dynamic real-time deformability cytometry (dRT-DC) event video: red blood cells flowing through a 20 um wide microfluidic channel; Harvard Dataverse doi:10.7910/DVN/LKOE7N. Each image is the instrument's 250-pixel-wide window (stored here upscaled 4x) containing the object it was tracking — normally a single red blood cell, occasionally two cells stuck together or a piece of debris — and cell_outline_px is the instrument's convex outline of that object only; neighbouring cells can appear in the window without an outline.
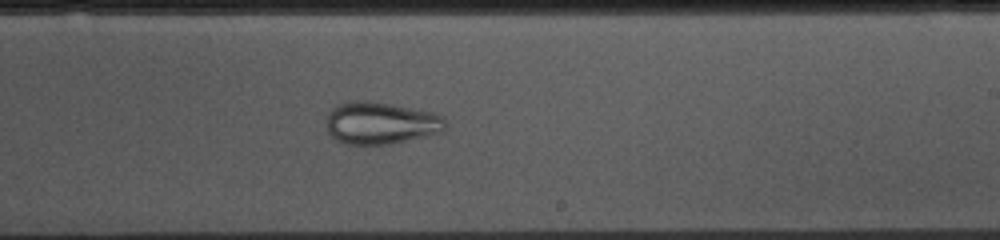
{"species": "common noctule bat (a hibernating species)", "species_latin": "Nyctalus noctula", "temperature_condition": "cold", "stored_images_in_passage": 54, "camera_frame_rate_fps": 3000, "um_per_image_px": 0.085, "animal": {"sex": "female", "body_mass_g": 10.0, "forearm_length_mm": 53.1}, "frame": {"image": 1, "passage_image": 31, "time_ms": 10.0, "image_size_px": [1000, 240], "cell_outline_px": [[448, 124], [440, 132], [428, 136], [388, 144], [348, 144], [336, 140], [328, 132], [328, 112], [336, 104], [352, 100], [364, 100], [388, 104], [432, 112], [444, 116]], "centroid_in_image_um": [32.37, 10.45], "position_along_channel_um": 256.6, "area_um2": 29.19}}
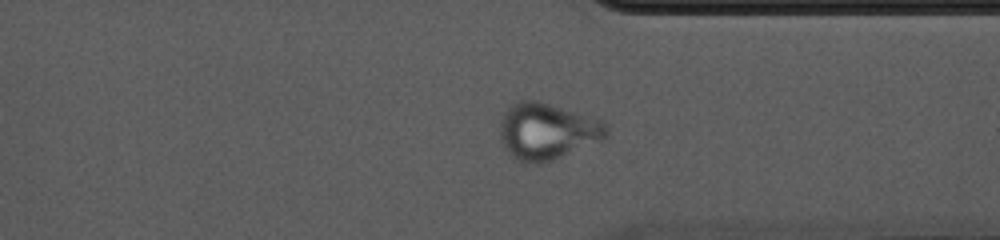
{"frame": {"image": 2, "passage_image": 40, "time_ms": 13.0, "image_size_px": [1000, 240], "cell_outline_px": [[608, 136], [604, 140], [552, 160], [536, 164], [524, 164], [516, 160], [504, 148], [500, 136], [500, 120], [508, 108], [512, 104], [520, 100], [536, 100], [604, 120], [608, 128]], "centroid_in_image_um": [46.52, 11.17], "position_along_channel_um": 364.9, "area_um2": 35.37}}
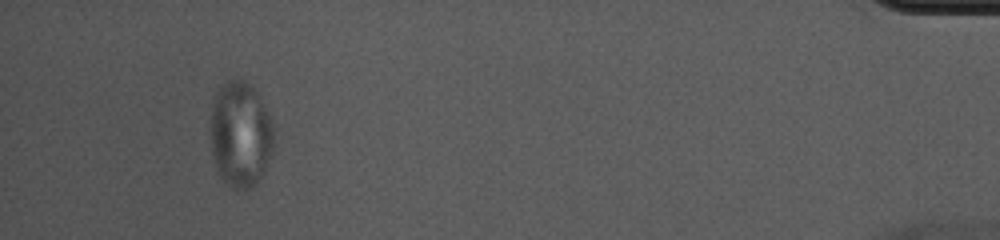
{"frame": {"image": 3, "passage_image": 50, "time_ms": 16.333, "image_size_px": [1000, 240], "cell_outline_px": [[276, 128], [272, 152], [264, 172], [256, 184], [252, 188], [244, 192], [232, 188], [216, 172], [212, 152], [212, 104], [216, 92], [228, 80], [236, 76], [248, 80], [252, 84], [260, 96]], "centroid_in_image_um": [20.48, 11.41], "position_along_channel_um": 414.7, "area_um2": 39.94}}